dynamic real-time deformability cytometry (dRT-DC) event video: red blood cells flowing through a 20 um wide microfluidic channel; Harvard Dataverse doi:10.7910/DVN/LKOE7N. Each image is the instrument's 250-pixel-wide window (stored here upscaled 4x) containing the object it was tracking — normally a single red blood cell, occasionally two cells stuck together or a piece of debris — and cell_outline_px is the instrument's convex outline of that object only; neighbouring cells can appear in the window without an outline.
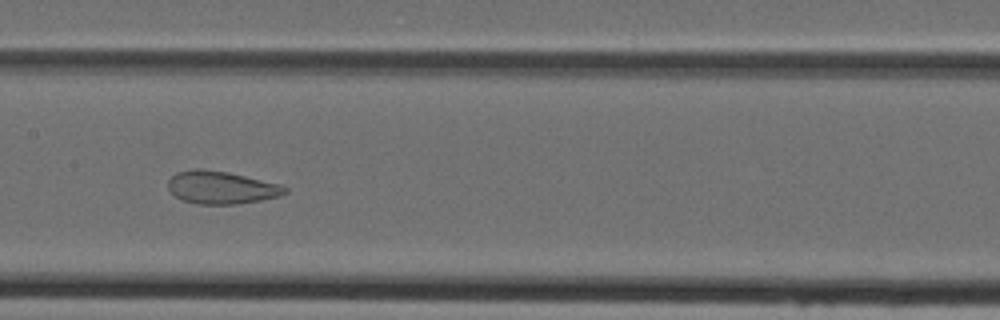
{"species": "Egyptian fruit bat (a non-hibernating species)", "species_latin": "Rousettus aegyptiacus", "temperature_condition": "cold", "stored_images_in_passage": 47, "camera_frame_rate_fps": 3000, "um_per_image_px": 0.085, "animal": {"sex": "female"}, "frame": {"image": 1, "passage_image": 23, "time_ms": 7.333, "image_size_px": [1000, 320], "cell_outline_px": [[288, 192], [280, 196], [260, 200], [236, 204], [196, 204], [184, 200], [176, 196], [168, 188], [168, 180], [176, 172], [192, 168], [200, 168], [228, 172], [280, 184], [288, 188]], "centroid_in_image_um": [18.81, 15.93], "position_along_channel_um": 188.6, "area_um2": 22.31}}
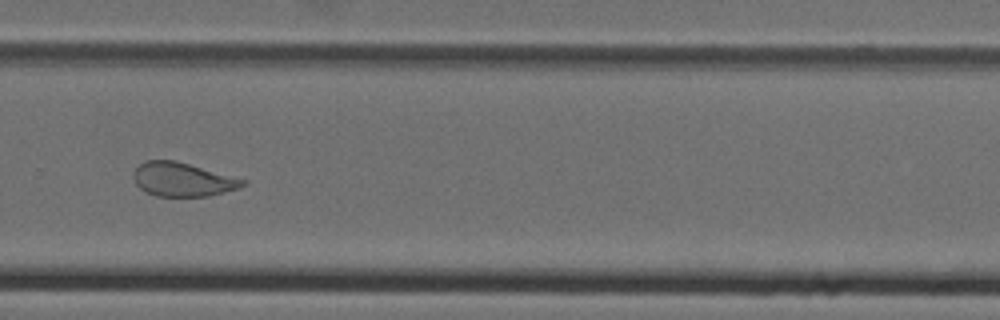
{"frame": {"image": 2, "passage_image": 32, "time_ms": 10.333, "image_size_px": [1000, 320], "cell_outline_px": [[248, 184], [240, 188], [208, 196], [156, 196], [144, 192], [136, 184], [132, 176], [132, 172], [144, 160], [176, 160], [248, 180]], "centroid_in_image_um": [15.53, 15.25], "position_along_channel_um": 314.3, "area_um2": 21.85}}
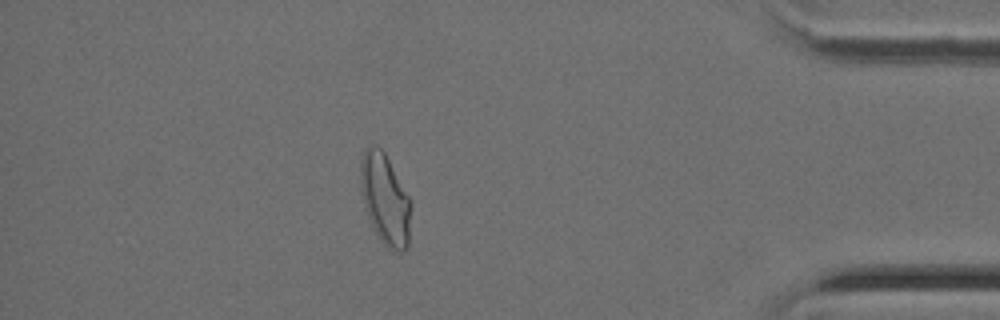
{"frame": {"image": 3, "passage_image": 41, "time_ms": 13.333, "image_size_px": [1000, 320], "cell_outline_px": [[412, 204], [408, 248], [404, 252], [392, 252], [380, 240], [368, 216], [364, 204], [360, 188], [360, 160], [364, 148], [368, 144], [376, 144], [384, 152], [412, 200]], "centroid_in_image_um": [32.75, 16.93], "position_along_channel_um": 402.4, "area_um2": 27.28}}